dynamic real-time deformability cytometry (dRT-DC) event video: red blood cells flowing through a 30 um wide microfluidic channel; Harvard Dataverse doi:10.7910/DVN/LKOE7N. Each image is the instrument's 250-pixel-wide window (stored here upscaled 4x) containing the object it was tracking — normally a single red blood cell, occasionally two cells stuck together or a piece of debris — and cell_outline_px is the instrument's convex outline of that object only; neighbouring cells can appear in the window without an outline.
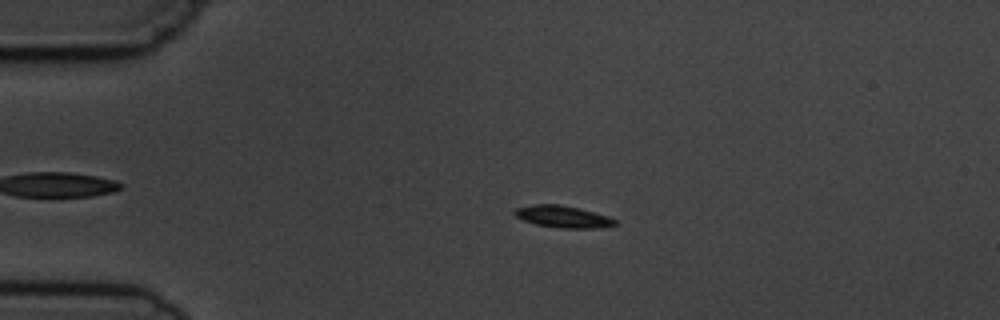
{"species": "common noctule bat (a hibernating species)", "species_latin": "Nyctalus noctula", "temperature_condition": "cold", "stored_images_in_passage": 5, "segment_of_instrument_passage": [1, 2], "camera_frame_rate_fps": 3000, "um_per_image_px": 0.085, "animal": {"sex": "male", "body_mass_g": 19.5, "forearm_length_mm": 54.6}, "frame": {"image": 1, "passage_image": 3, "time_ms": 2.333, "image_size_px": [1000, 320], "cell_outline_px": [[616, 224], [600, 228], [560, 228], [536, 224], [524, 220], [516, 216], [512, 212], [516, 208], [536, 204], [560, 204], [580, 208], [608, 216], [616, 220]], "centroid_in_image_um": [47.85, 18.41], "position_along_channel_um": 37.1, "area_um2": 12.77}}